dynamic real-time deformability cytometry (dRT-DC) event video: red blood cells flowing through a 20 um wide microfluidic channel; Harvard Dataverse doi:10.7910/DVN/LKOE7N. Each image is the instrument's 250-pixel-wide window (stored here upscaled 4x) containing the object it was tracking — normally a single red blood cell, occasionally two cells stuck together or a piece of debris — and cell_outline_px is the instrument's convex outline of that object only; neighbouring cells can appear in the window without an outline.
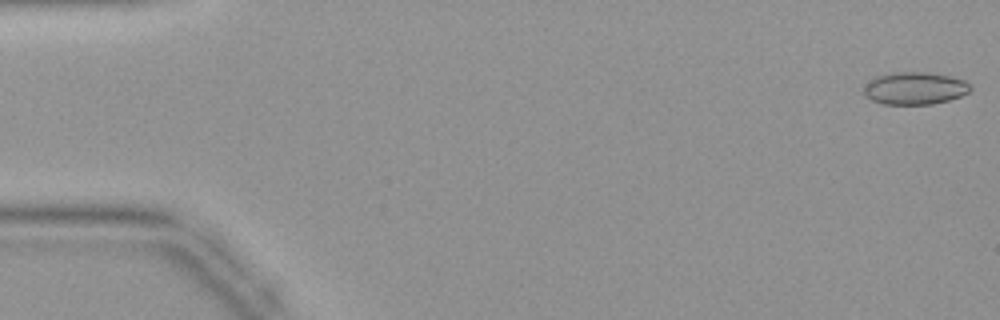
{"species": "common noctule bat (a hibernating species)", "species_latin": "Nyctalus noctula", "temperature_condition": "warm", "stored_images_in_passage": 9, "camera_frame_rate_fps": 3000, "um_per_image_px": 0.085, "animal": {"sex": "female", "body_mass_g": 19.9}, "frame": {"image": 1, "passage_image": 1, "time_ms": 0.0, "image_size_px": [1000, 320], "cell_outline_px": [[972, 88], [968, 92], [960, 96], [948, 100], [932, 104], [884, 104], [872, 100], [864, 96], [864, 88], [876, 76], [892, 72], [928, 72], [948, 76], [964, 80]], "centroid_in_image_um": [77.75, 7.5], "position_along_channel_um": 7.2, "area_um2": 19.94}}